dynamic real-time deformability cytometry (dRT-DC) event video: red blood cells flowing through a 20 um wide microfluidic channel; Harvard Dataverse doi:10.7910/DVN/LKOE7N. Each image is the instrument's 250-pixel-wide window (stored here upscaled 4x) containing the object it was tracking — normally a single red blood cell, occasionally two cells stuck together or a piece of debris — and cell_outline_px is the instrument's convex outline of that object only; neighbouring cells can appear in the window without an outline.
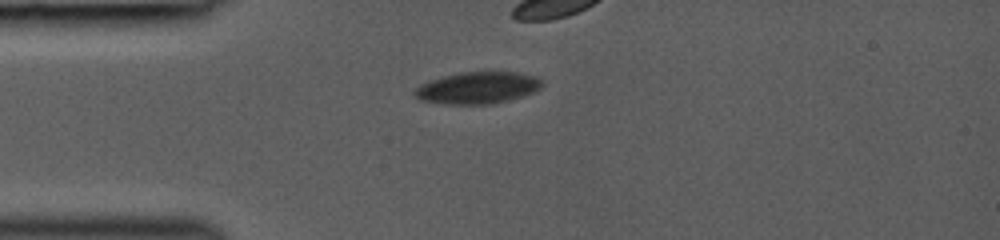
{"species": "common noctule bat (a hibernating species)", "species_latin": "Nyctalus noctula", "temperature_condition": "room temperature", "stored_images_in_passage": 19, "camera_frame_rate_fps": 3000, "um_per_image_px": 0.085, "animal": {"sex": "female", "body_mass_g": 19.0, "forearm_length_mm": 53.3}, "frame": {"image": 1, "passage_image": 1, "time_ms": 0.0, "image_size_px": [1000, 240], "cell_outline_px": [[540, 88], [532, 92], [508, 100], [488, 104], [444, 104], [420, 100], [412, 92], [420, 84], [444, 76], [460, 72], [516, 72], [536, 76], [540, 80]], "centroid_in_image_um": [40.55, 7.46], "position_along_channel_um": 44.5, "area_um2": 23.29}}